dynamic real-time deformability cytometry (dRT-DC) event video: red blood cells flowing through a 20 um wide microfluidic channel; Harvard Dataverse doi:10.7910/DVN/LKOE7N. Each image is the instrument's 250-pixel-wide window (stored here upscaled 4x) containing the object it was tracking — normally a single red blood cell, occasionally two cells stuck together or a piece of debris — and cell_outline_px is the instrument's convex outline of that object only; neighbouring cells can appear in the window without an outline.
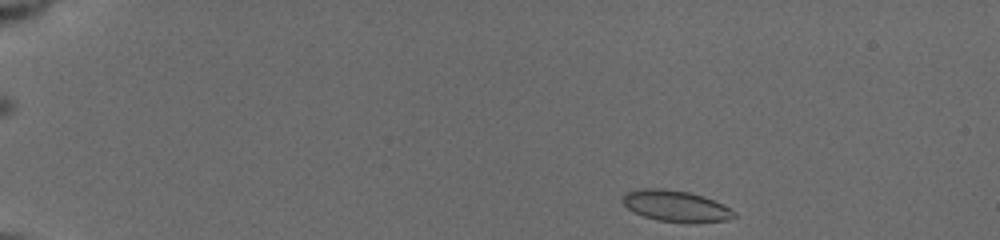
{"species": "common noctule bat (a hibernating species)", "species_latin": "Nyctalus noctula", "temperature_condition": "cold", "stored_images_in_passage": 29, "camera_frame_rate_fps": 3000, "um_per_image_px": 0.085, "animal": {"sex": "female", "body_mass_g": 19.5, "forearm_length_mm": 54.1}, "frame": {"image": 1, "passage_image": 1, "time_ms": 0.0, "image_size_px": [1000, 240], "cell_outline_px": [[736, 216], [728, 220], [696, 224], [692, 224], [656, 220], [644, 216], [628, 208], [620, 200], [624, 192], [644, 188], [664, 188], [688, 192], [704, 196], [736, 212]], "centroid_in_image_um": [57.44, 17.53], "position_along_channel_um": 27.6, "area_um2": 20.52}}
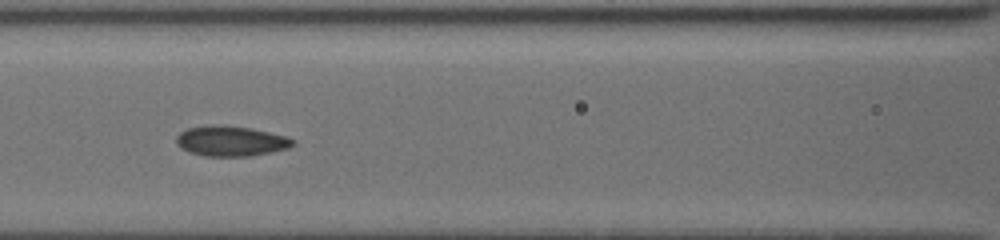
{"frame": {"image": 2, "passage_image": 17, "time_ms": 5.667, "image_size_px": [1000, 240], "cell_outline_px": [[296, 144], [288, 148], [272, 152], [248, 156], [204, 156], [192, 152], [176, 144], [176, 136], [180, 132], [188, 128], [212, 124], [216, 124], [252, 128], [288, 136], [296, 140]], "centroid_in_image_um": [19.68, 11.97], "position_along_channel_um": 146.9, "area_um2": 20.63}}
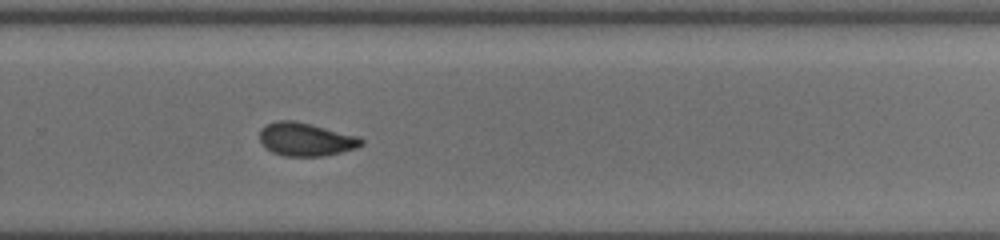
{"frame": {"image": 3, "passage_image": 29, "time_ms": 9.667, "image_size_px": [1000, 240], "cell_outline_px": [[364, 144], [356, 148], [324, 156], [284, 156], [272, 152], [264, 148], [260, 140], [260, 128], [264, 124], [276, 120], [296, 120], [360, 136], [364, 140]], "centroid_in_image_um": [25.98, 11.83], "position_along_channel_um": 303.8, "area_um2": 20.11}}